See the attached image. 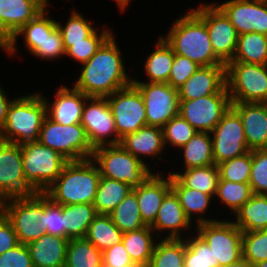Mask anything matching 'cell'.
Segmentation results:
<instances>
[{
	"instance_id": "23",
	"label": "cell",
	"mask_w": 267,
	"mask_h": 267,
	"mask_svg": "<svg viewBox=\"0 0 267 267\" xmlns=\"http://www.w3.org/2000/svg\"><path fill=\"white\" fill-rule=\"evenodd\" d=\"M226 87V66H200L197 71L178 88L179 100H193L220 93Z\"/></svg>"
},
{
	"instance_id": "8",
	"label": "cell",
	"mask_w": 267,
	"mask_h": 267,
	"mask_svg": "<svg viewBox=\"0 0 267 267\" xmlns=\"http://www.w3.org/2000/svg\"><path fill=\"white\" fill-rule=\"evenodd\" d=\"M225 66L231 103H267V65L228 62Z\"/></svg>"
},
{
	"instance_id": "52",
	"label": "cell",
	"mask_w": 267,
	"mask_h": 267,
	"mask_svg": "<svg viewBox=\"0 0 267 267\" xmlns=\"http://www.w3.org/2000/svg\"><path fill=\"white\" fill-rule=\"evenodd\" d=\"M0 267H34L27 245L19 243L1 254Z\"/></svg>"
},
{
	"instance_id": "37",
	"label": "cell",
	"mask_w": 267,
	"mask_h": 267,
	"mask_svg": "<svg viewBox=\"0 0 267 267\" xmlns=\"http://www.w3.org/2000/svg\"><path fill=\"white\" fill-rule=\"evenodd\" d=\"M123 232L113 223L109 215L98 214L88 226L85 239L101 252L122 242Z\"/></svg>"
},
{
	"instance_id": "34",
	"label": "cell",
	"mask_w": 267,
	"mask_h": 267,
	"mask_svg": "<svg viewBox=\"0 0 267 267\" xmlns=\"http://www.w3.org/2000/svg\"><path fill=\"white\" fill-rule=\"evenodd\" d=\"M64 214L65 238H84L88 226L98 215L93 204L78 203L62 205Z\"/></svg>"
},
{
	"instance_id": "11",
	"label": "cell",
	"mask_w": 267,
	"mask_h": 267,
	"mask_svg": "<svg viewBox=\"0 0 267 267\" xmlns=\"http://www.w3.org/2000/svg\"><path fill=\"white\" fill-rule=\"evenodd\" d=\"M210 135L215 165L250 151L245 139L242 120L231 106Z\"/></svg>"
},
{
	"instance_id": "45",
	"label": "cell",
	"mask_w": 267,
	"mask_h": 267,
	"mask_svg": "<svg viewBox=\"0 0 267 267\" xmlns=\"http://www.w3.org/2000/svg\"><path fill=\"white\" fill-rule=\"evenodd\" d=\"M220 180L249 183L252 167V151L217 165Z\"/></svg>"
},
{
	"instance_id": "47",
	"label": "cell",
	"mask_w": 267,
	"mask_h": 267,
	"mask_svg": "<svg viewBox=\"0 0 267 267\" xmlns=\"http://www.w3.org/2000/svg\"><path fill=\"white\" fill-rule=\"evenodd\" d=\"M242 258L253 265L267 260V229L243 232Z\"/></svg>"
},
{
	"instance_id": "26",
	"label": "cell",
	"mask_w": 267,
	"mask_h": 267,
	"mask_svg": "<svg viewBox=\"0 0 267 267\" xmlns=\"http://www.w3.org/2000/svg\"><path fill=\"white\" fill-rule=\"evenodd\" d=\"M49 9H44L35 18L22 26L12 38L4 45L3 52L12 56L18 53L17 42L19 38L24 39L23 43L30 54H32L39 45H42L46 32H52L57 27V19L51 18ZM50 15V16H49Z\"/></svg>"
},
{
	"instance_id": "44",
	"label": "cell",
	"mask_w": 267,
	"mask_h": 267,
	"mask_svg": "<svg viewBox=\"0 0 267 267\" xmlns=\"http://www.w3.org/2000/svg\"><path fill=\"white\" fill-rule=\"evenodd\" d=\"M186 240L184 267H218L213 251L195 231Z\"/></svg>"
},
{
	"instance_id": "50",
	"label": "cell",
	"mask_w": 267,
	"mask_h": 267,
	"mask_svg": "<svg viewBox=\"0 0 267 267\" xmlns=\"http://www.w3.org/2000/svg\"><path fill=\"white\" fill-rule=\"evenodd\" d=\"M44 227L47 234L65 238L64 214L62 205L54 203L44 193Z\"/></svg>"
},
{
	"instance_id": "54",
	"label": "cell",
	"mask_w": 267,
	"mask_h": 267,
	"mask_svg": "<svg viewBox=\"0 0 267 267\" xmlns=\"http://www.w3.org/2000/svg\"><path fill=\"white\" fill-rule=\"evenodd\" d=\"M19 244L11 222L3 214L0 217V255Z\"/></svg>"
},
{
	"instance_id": "38",
	"label": "cell",
	"mask_w": 267,
	"mask_h": 267,
	"mask_svg": "<svg viewBox=\"0 0 267 267\" xmlns=\"http://www.w3.org/2000/svg\"><path fill=\"white\" fill-rule=\"evenodd\" d=\"M64 267H103L102 252L85 238L69 239Z\"/></svg>"
},
{
	"instance_id": "16",
	"label": "cell",
	"mask_w": 267,
	"mask_h": 267,
	"mask_svg": "<svg viewBox=\"0 0 267 267\" xmlns=\"http://www.w3.org/2000/svg\"><path fill=\"white\" fill-rule=\"evenodd\" d=\"M227 87L220 93L193 100H179V115L195 130L211 132L230 108Z\"/></svg>"
},
{
	"instance_id": "5",
	"label": "cell",
	"mask_w": 267,
	"mask_h": 267,
	"mask_svg": "<svg viewBox=\"0 0 267 267\" xmlns=\"http://www.w3.org/2000/svg\"><path fill=\"white\" fill-rule=\"evenodd\" d=\"M91 159L97 165L101 177L124 182L132 188L142 185L153 173L152 169L120 144L94 148Z\"/></svg>"
},
{
	"instance_id": "56",
	"label": "cell",
	"mask_w": 267,
	"mask_h": 267,
	"mask_svg": "<svg viewBox=\"0 0 267 267\" xmlns=\"http://www.w3.org/2000/svg\"><path fill=\"white\" fill-rule=\"evenodd\" d=\"M115 3L117 4L118 6V10L120 12H126L127 9H128V6H130V3L133 1V0H114ZM127 8V9H126Z\"/></svg>"
},
{
	"instance_id": "36",
	"label": "cell",
	"mask_w": 267,
	"mask_h": 267,
	"mask_svg": "<svg viewBox=\"0 0 267 267\" xmlns=\"http://www.w3.org/2000/svg\"><path fill=\"white\" fill-rule=\"evenodd\" d=\"M132 190L124 182L101 177L93 203L97 214L109 215Z\"/></svg>"
},
{
	"instance_id": "17",
	"label": "cell",
	"mask_w": 267,
	"mask_h": 267,
	"mask_svg": "<svg viewBox=\"0 0 267 267\" xmlns=\"http://www.w3.org/2000/svg\"><path fill=\"white\" fill-rule=\"evenodd\" d=\"M34 193L25 178L20 144L0 141V196L5 200Z\"/></svg>"
},
{
	"instance_id": "42",
	"label": "cell",
	"mask_w": 267,
	"mask_h": 267,
	"mask_svg": "<svg viewBox=\"0 0 267 267\" xmlns=\"http://www.w3.org/2000/svg\"><path fill=\"white\" fill-rule=\"evenodd\" d=\"M70 11L71 14L65 23L56 21L57 27L62 34L65 50H67L72 43L83 42V39L87 38L97 28L92 24L93 21L85 18V16L74 7Z\"/></svg>"
},
{
	"instance_id": "13",
	"label": "cell",
	"mask_w": 267,
	"mask_h": 267,
	"mask_svg": "<svg viewBox=\"0 0 267 267\" xmlns=\"http://www.w3.org/2000/svg\"><path fill=\"white\" fill-rule=\"evenodd\" d=\"M111 107L118 138L147 125L145 104L140 91L130 84L106 97Z\"/></svg>"
},
{
	"instance_id": "30",
	"label": "cell",
	"mask_w": 267,
	"mask_h": 267,
	"mask_svg": "<svg viewBox=\"0 0 267 267\" xmlns=\"http://www.w3.org/2000/svg\"><path fill=\"white\" fill-rule=\"evenodd\" d=\"M159 239L150 226L135 231L125 232L122 243L133 263L147 267Z\"/></svg>"
},
{
	"instance_id": "4",
	"label": "cell",
	"mask_w": 267,
	"mask_h": 267,
	"mask_svg": "<svg viewBox=\"0 0 267 267\" xmlns=\"http://www.w3.org/2000/svg\"><path fill=\"white\" fill-rule=\"evenodd\" d=\"M17 97L8 108L6 123L0 130V141L15 144L38 141L46 118L44 99L40 91Z\"/></svg>"
},
{
	"instance_id": "49",
	"label": "cell",
	"mask_w": 267,
	"mask_h": 267,
	"mask_svg": "<svg viewBox=\"0 0 267 267\" xmlns=\"http://www.w3.org/2000/svg\"><path fill=\"white\" fill-rule=\"evenodd\" d=\"M35 58L45 61L58 60L66 55L61 31L56 27L52 32H46L42 45L32 53Z\"/></svg>"
},
{
	"instance_id": "24",
	"label": "cell",
	"mask_w": 267,
	"mask_h": 267,
	"mask_svg": "<svg viewBox=\"0 0 267 267\" xmlns=\"http://www.w3.org/2000/svg\"><path fill=\"white\" fill-rule=\"evenodd\" d=\"M239 114L250 151L267 149V103H231Z\"/></svg>"
},
{
	"instance_id": "60",
	"label": "cell",
	"mask_w": 267,
	"mask_h": 267,
	"mask_svg": "<svg viewBox=\"0 0 267 267\" xmlns=\"http://www.w3.org/2000/svg\"><path fill=\"white\" fill-rule=\"evenodd\" d=\"M66 1H68V0H66ZM41 2H42V5H43L44 8H46V9L49 8L50 0H41Z\"/></svg>"
},
{
	"instance_id": "20",
	"label": "cell",
	"mask_w": 267,
	"mask_h": 267,
	"mask_svg": "<svg viewBox=\"0 0 267 267\" xmlns=\"http://www.w3.org/2000/svg\"><path fill=\"white\" fill-rule=\"evenodd\" d=\"M40 93L46 105V116L49 119L62 125L81 123L84 103L88 98L83 92L62 84L58 89L56 87L53 96L55 98L52 100H48L42 92Z\"/></svg>"
},
{
	"instance_id": "31",
	"label": "cell",
	"mask_w": 267,
	"mask_h": 267,
	"mask_svg": "<svg viewBox=\"0 0 267 267\" xmlns=\"http://www.w3.org/2000/svg\"><path fill=\"white\" fill-rule=\"evenodd\" d=\"M178 151L183 159L181 170L215 164L210 132L197 131Z\"/></svg>"
},
{
	"instance_id": "28",
	"label": "cell",
	"mask_w": 267,
	"mask_h": 267,
	"mask_svg": "<svg viewBox=\"0 0 267 267\" xmlns=\"http://www.w3.org/2000/svg\"><path fill=\"white\" fill-rule=\"evenodd\" d=\"M69 239L49 234L27 244L34 267H64Z\"/></svg>"
},
{
	"instance_id": "57",
	"label": "cell",
	"mask_w": 267,
	"mask_h": 267,
	"mask_svg": "<svg viewBox=\"0 0 267 267\" xmlns=\"http://www.w3.org/2000/svg\"><path fill=\"white\" fill-rule=\"evenodd\" d=\"M219 267H254L252 263L249 261L241 258L238 262L233 264H228L226 266H219Z\"/></svg>"
},
{
	"instance_id": "9",
	"label": "cell",
	"mask_w": 267,
	"mask_h": 267,
	"mask_svg": "<svg viewBox=\"0 0 267 267\" xmlns=\"http://www.w3.org/2000/svg\"><path fill=\"white\" fill-rule=\"evenodd\" d=\"M38 141L59 152L68 161L91 158L94 150L80 123L62 125L47 116L43 121Z\"/></svg>"
},
{
	"instance_id": "53",
	"label": "cell",
	"mask_w": 267,
	"mask_h": 267,
	"mask_svg": "<svg viewBox=\"0 0 267 267\" xmlns=\"http://www.w3.org/2000/svg\"><path fill=\"white\" fill-rule=\"evenodd\" d=\"M102 262L103 267H125L133 264L122 242L104 250Z\"/></svg>"
},
{
	"instance_id": "29",
	"label": "cell",
	"mask_w": 267,
	"mask_h": 267,
	"mask_svg": "<svg viewBox=\"0 0 267 267\" xmlns=\"http://www.w3.org/2000/svg\"><path fill=\"white\" fill-rule=\"evenodd\" d=\"M156 46L144 60L145 81L133 78V82L168 83L175 53L166 41L159 36Z\"/></svg>"
},
{
	"instance_id": "15",
	"label": "cell",
	"mask_w": 267,
	"mask_h": 267,
	"mask_svg": "<svg viewBox=\"0 0 267 267\" xmlns=\"http://www.w3.org/2000/svg\"><path fill=\"white\" fill-rule=\"evenodd\" d=\"M199 5L192 9L205 21L213 51L226 65L233 60L238 33L226 15L213 2H200Z\"/></svg>"
},
{
	"instance_id": "62",
	"label": "cell",
	"mask_w": 267,
	"mask_h": 267,
	"mask_svg": "<svg viewBox=\"0 0 267 267\" xmlns=\"http://www.w3.org/2000/svg\"><path fill=\"white\" fill-rule=\"evenodd\" d=\"M4 48V45L0 42V50L2 51Z\"/></svg>"
},
{
	"instance_id": "1",
	"label": "cell",
	"mask_w": 267,
	"mask_h": 267,
	"mask_svg": "<svg viewBox=\"0 0 267 267\" xmlns=\"http://www.w3.org/2000/svg\"><path fill=\"white\" fill-rule=\"evenodd\" d=\"M114 35L112 33L96 53L78 68L79 76L73 87L88 97H108L133 82Z\"/></svg>"
},
{
	"instance_id": "40",
	"label": "cell",
	"mask_w": 267,
	"mask_h": 267,
	"mask_svg": "<svg viewBox=\"0 0 267 267\" xmlns=\"http://www.w3.org/2000/svg\"><path fill=\"white\" fill-rule=\"evenodd\" d=\"M109 216L123 233L146 226L141 219L137 196L133 190L109 213Z\"/></svg>"
},
{
	"instance_id": "21",
	"label": "cell",
	"mask_w": 267,
	"mask_h": 267,
	"mask_svg": "<svg viewBox=\"0 0 267 267\" xmlns=\"http://www.w3.org/2000/svg\"><path fill=\"white\" fill-rule=\"evenodd\" d=\"M44 9L41 0H0V42L5 45Z\"/></svg>"
},
{
	"instance_id": "55",
	"label": "cell",
	"mask_w": 267,
	"mask_h": 267,
	"mask_svg": "<svg viewBox=\"0 0 267 267\" xmlns=\"http://www.w3.org/2000/svg\"><path fill=\"white\" fill-rule=\"evenodd\" d=\"M6 92L7 91L4 90V88L0 84V130L6 123L8 108L15 99L14 97H9Z\"/></svg>"
},
{
	"instance_id": "22",
	"label": "cell",
	"mask_w": 267,
	"mask_h": 267,
	"mask_svg": "<svg viewBox=\"0 0 267 267\" xmlns=\"http://www.w3.org/2000/svg\"><path fill=\"white\" fill-rule=\"evenodd\" d=\"M166 175L154 171L142 185L133 188L141 219L146 226L154 223L163 198L171 190V175Z\"/></svg>"
},
{
	"instance_id": "18",
	"label": "cell",
	"mask_w": 267,
	"mask_h": 267,
	"mask_svg": "<svg viewBox=\"0 0 267 267\" xmlns=\"http://www.w3.org/2000/svg\"><path fill=\"white\" fill-rule=\"evenodd\" d=\"M212 2L230 20L238 35L257 32L267 36V0Z\"/></svg>"
},
{
	"instance_id": "10",
	"label": "cell",
	"mask_w": 267,
	"mask_h": 267,
	"mask_svg": "<svg viewBox=\"0 0 267 267\" xmlns=\"http://www.w3.org/2000/svg\"><path fill=\"white\" fill-rule=\"evenodd\" d=\"M195 228V232L213 251L218 267L236 263L242 258L243 232L232 219L220 218L218 221L198 224Z\"/></svg>"
},
{
	"instance_id": "3",
	"label": "cell",
	"mask_w": 267,
	"mask_h": 267,
	"mask_svg": "<svg viewBox=\"0 0 267 267\" xmlns=\"http://www.w3.org/2000/svg\"><path fill=\"white\" fill-rule=\"evenodd\" d=\"M101 175L91 158L68 161L44 193L56 204H93Z\"/></svg>"
},
{
	"instance_id": "2",
	"label": "cell",
	"mask_w": 267,
	"mask_h": 267,
	"mask_svg": "<svg viewBox=\"0 0 267 267\" xmlns=\"http://www.w3.org/2000/svg\"><path fill=\"white\" fill-rule=\"evenodd\" d=\"M172 23L168 33L160 36L175 54L188 57L199 66L225 65L213 51L205 21L192 7Z\"/></svg>"
},
{
	"instance_id": "32",
	"label": "cell",
	"mask_w": 267,
	"mask_h": 267,
	"mask_svg": "<svg viewBox=\"0 0 267 267\" xmlns=\"http://www.w3.org/2000/svg\"><path fill=\"white\" fill-rule=\"evenodd\" d=\"M232 219L242 232L266 230L267 195L253 193Z\"/></svg>"
},
{
	"instance_id": "12",
	"label": "cell",
	"mask_w": 267,
	"mask_h": 267,
	"mask_svg": "<svg viewBox=\"0 0 267 267\" xmlns=\"http://www.w3.org/2000/svg\"><path fill=\"white\" fill-rule=\"evenodd\" d=\"M80 124L93 148L120 144L113 113L106 97L87 98Z\"/></svg>"
},
{
	"instance_id": "19",
	"label": "cell",
	"mask_w": 267,
	"mask_h": 267,
	"mask_svg": "<svg viewBox=\"0 0 267 267\" xmlns=\"http://www.w3.org/2000/svg\"><path fill=\"white\" fill-rule=\"evenodd\" d=\"M193 224L195 223L186 216L178 196L171 189L163 198L156 219L150 227L159 239H184L191 235L190 232L193 233V229L195 231L196 225Z\"/></svg>"
},
{
	"instance_id": "43",
	"label": "cell",
	"mask_w": 267,
	"mask_h": 267,
	"mask_svg": "<svg viewBox=\"0 0 267 267\" xmlns=\"http://www.w3.org/2000/svg\"><path fill=\"white\" fill-rule=\"evenodd\" d=\"M106 26L96 28L87 38L83 39V42L72 43V45L66 50V58L72 59L80 65L86 63L102 45V43L113 33L111 27ZM102 30V31H101Z\"/></svg>"
},
{
	"instance_id": "59",
	"label": "cell",
	"mask_w": 267,
	"mask_h": 267,
	"mask_svg": "<svg viewBox=\"0 0 267 267\" xmlns=\"http://www.w3.org/2000/svg\"><path fill=\"white\" fill-rule=\"evenodd\" d=\"M254 267H267V260L261 261L253 265Z\"/></svg>"
},
{
	"instance_id": "27",
	"label": "cell",
	"mask_w": 267,
	"mask_h": 267,
	"mask_svg": "<svg viewBox=\"0 0 267 267\" xmlns=\"http://www.w3.org/2000/svg\"><path fill=\"white\" fill-rule=\"evenodd\" d=\"M171 189L178 196L186 216L192 223L195 222V225L220 220L214 216L213 218L212 216L210 218L206 216L209 213L207 211L211 209L209 207L214 204L212 202L215 199L214 196L185 187L175 176H171Z\"/></svg>"
},
{
	"instance_id": "61",
	"label": "cell",
	"mask_w": 267,
	"mask_h": 267,
	"mask_svg": "<svg viewBox=\"0 0 267 267\" xmlns=\"http://www.w3.org/2000/svg\"><path fill=\"white\" fill-rule=\"evenodd\" d=\"M125 267H143V266L133 263V264L127 265Z\"/></svg>"
},
{
	"instance_id": "33",
	"label": "cell",
	"mask_w": 267,
	"mask_h": 267,
	"mask_svg": "<svg viewBox=\"0 0 267 267\" xmlns=\"http://www.w3.org/2000/svg\"><path fill=\"white\" fill-rule=\"evenodd\" d=\"M174 172L167 171L171 176H175L185 187L199 190L203 193L215 196L220 180L218 166L208 165L203 167L189 168Z\"/></svg>"
},
{
	"instance_id": "48",
	"label": "cell",
	"mask_w": 267,
	"mask_h": 267,
	"mask_svg": "<svg viewBox=\"0 0 267 267\" xmlns=\"http://www.w3.org/2000/svg\"><path fill=\"white\" fill-rule=\"evenodd\" d=\"M249 184L252 193L267 195V149L252 150Z\"/></svg>"
},
{
	"instance_id": "39",
	"label": "cell",
	"mask_w": 267,
	"mask_h": 267,
	"mask_svg": "<svg viewBox=\"0 0 267 267\" xmlns=\"http://www.w3.org/2000/svg\"><path fill=\"white\" fill-rule=\"evenodd\" d=\"M186 240L159 239L147 267H184Z\"/></svg>"
},
{
	"instance_id": "6",
	"label": "cell",
	"mask_w": 267,
	"mask_h": 267,
	"mask_svg": "<svg viewBox=\"0 0 267 267\" xmlns=\"http://www.w3.org/2000/svg\"><path fill=\"white\" fill-rule=\"evenodd\" d=\"M4 215L11 222L20 244L47 234L44 227V192L4 200Z\"/></svg>"
},
{
	"instance_id": "14",
	"label": "cell",
	"mask_w": 267,
	"mask_h": 267,
	"mask_svg": "<svg viewBox=\"0 0 267 267\" xmlns=\"http://www.w3.org/2000/svg\"><path fill=\"white\" fill-rule=\"evenodd\" d=\"M140 91L145 104L148 126L162 128L179 115L178 89L168 83L132 82Z\"/></svg>"
},
{
	"instance_id": "25",
	"label": "cell",
	"mask_w": 267,
	"mask_h": 267,
	"mask_svg": "<svg viewBox=\"0 0 267 267\" xmlns=\"http://www.w3.org/2000/svg\"><path fill=\"white\" fill-rule=\"evenodd\" d=\"M120 145L150 169L152 167L145 159L152 158L151 161H154L155 158H158L161 162L163 159L161 156L165 155L164 152L167 149L163 141L162 128L148 125L141 127L136 132L126 134L121 138Z\"/></svg>"
},
{
	"instance_id": "51",
	"label": "cell",
	"mask_w": 267,
	"mask_h": 267,
	"mask_svg": "<svg viewBox=\"0 0 267 267\" xmlns=\"http://www.w3.org/2000/svg\"><path fill=\"white\" fill-rule=\"evenodd\" d=\"M199 67L196 62L190 60L188 57L175 54L168 84L173 88H180Z\"/></svg>"
},
{
	"instance_id": "46",
	"label": "cell",
	"mask_w": 267,
	"mask_h": 267,
	"mask_svg": "<svg viewBox=\"0 0 267 267\" xmlns=\"http://www.w3.org/2000/svg\"><path fill=\"white\" fill-rule=\"evenodd\" d=\"M163 141L165 148L171 146L176 150L182 148L197 132L180 115L173 117L163 127ZM168 144V145H167Z\"/></svg>"
},
{
	"instance_id": "35",
	"label": "cell",
	"mask_w": 267,
	"mask_h": 267,
	"mask_svg": "<svg viewBox=\"0 0 267 267\" xmlns=\"http://www.w3.org/2000/svg\"><path fill=\"white\" fill-rule=\"evenodd\" d=\"M230 62L267 65V36L257 32L238 35L236 51Z\"/></svg>"
},
{
	"instance_id": "41",
	"label": "cell",
	"mask_w": 267,
	"mask_h": 267,
	"mask_svg": "<svg viewBox=\"0 0 267 267\" xmlns=\"http://www.w3.org/2000/svg\"><path fill=\"white\" fill-rule=\"evenodd\" d=\"M252 190L249 183H237L226 180H219L217 191L214 196L215 201L219 200L222 206L228 207L231 216L250 199ZM233 214V215H232Z\"/></svg>"
},
{
	"instance_id": "7",
	"label": "cell",
	"mask_w": 267,
	"mask_h": 267,
	"mask_svg": "<svg viewBox=\"0 0 267 267\" xmlns=\"http://www.w3.org/2000/svg\"><path fill=\"white\" fill-rule=\"evenodd\" d=\"M20 150L25 178L37 192L49 188L68 162L59 152L39 141L20 144Z\"/></svg>"
},
{
	"instance_id": "58",
	"label": "cell",
	"mask_w": 267,
	"mask_h": 267,
	"mask_svg": "<svg viewBox=\"0 0 267 267\" xmlns=\"http://www.w3.org/2000/svg\"><path fill=\"white\" fill-rule=\"evenodd\" d=\"M4 214V199L0 196V217Z\"/></svg>"
}]
</instances>
